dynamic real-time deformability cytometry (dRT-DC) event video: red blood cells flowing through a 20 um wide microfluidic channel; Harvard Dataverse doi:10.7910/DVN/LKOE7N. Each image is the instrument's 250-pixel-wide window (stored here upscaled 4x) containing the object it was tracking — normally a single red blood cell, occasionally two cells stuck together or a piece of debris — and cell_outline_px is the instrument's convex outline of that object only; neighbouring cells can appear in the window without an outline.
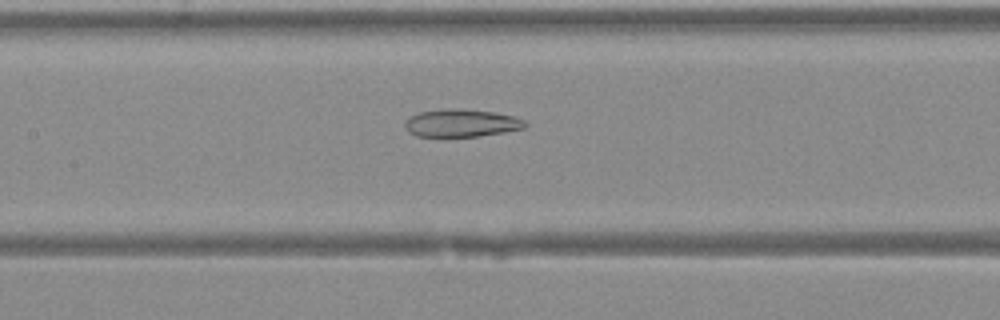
{"species": "Egyptian fruit bat (a non-hibernating species)", "species_latin": "Rousettus aegyptiacus", "temperature_condition": "warm", "stored_images_in_passage": 31, "camera_frame_rate_fps": 3000, "um_per_image_px": 0.085, "animal": {"sex": "female"}, "frame": {"image": 1, "passage_image": 9, "time_ms": 2.667, "image_size_px": [1000, 320], "cell_outline_px": [[528, 124], [524, 128], [504, 132], [476, 136], [416, 136], [408, 132], [404, 124], [404, 120], [408, 116], [420, 112], [448, 108], [460, 108], [496, 112], [512, 116], [524, 120]], "centroid_in_image_um": [39.18, 10.45], "position_along_channel_um": 168.2, "area_um2": 19.48}}
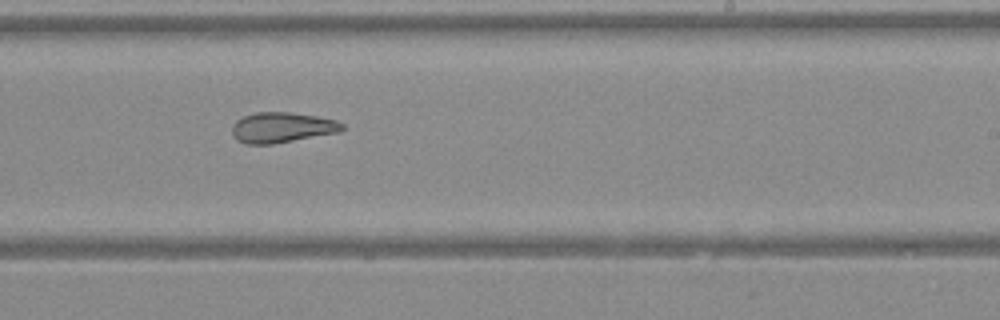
{"frame": {"image": 2, "passage_image": 15, "time_ms": 4.667, "image_size_px": [1000, 320], "cell_outline_px": [[344, 128], [340, 132], [272, 144], [248, 144], [236, 140], [232, 132], [232, 124], [236, 120], [244, 116], [256, 112], [292, 112], [316, 116], [336, 120], [344, 124]], "centroid_in_image_um": [23.96, 10.83], "position_along_channel_um": 265.0, "area_um2": 19.54}}
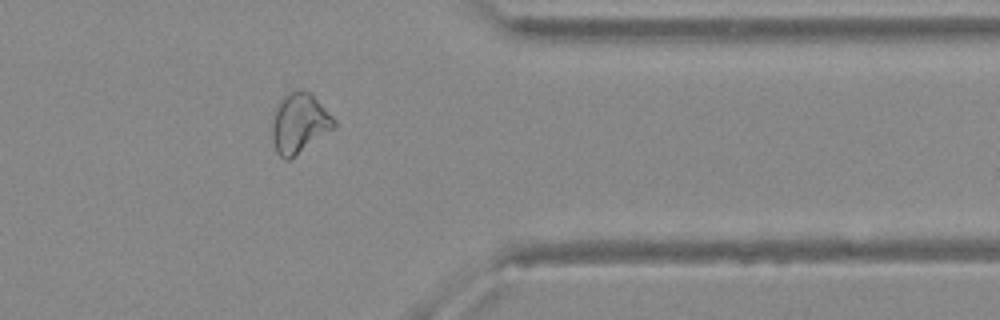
{"frame": {"image": 3, "passage_image": 23, "time_ms": 7.333, "image_size_px": [1000, 320], "cell_outline_px": [[336, 128], [288, 160], [284, 160], [276, 152], [272, 140], [272, 112], [276, 104], [288, 92], [308, 92], [336, 120]], "centroid_in_image_um": [25.41, 10.51], "position_along_channel_um": 386.0, "area_um2": 21.44}}